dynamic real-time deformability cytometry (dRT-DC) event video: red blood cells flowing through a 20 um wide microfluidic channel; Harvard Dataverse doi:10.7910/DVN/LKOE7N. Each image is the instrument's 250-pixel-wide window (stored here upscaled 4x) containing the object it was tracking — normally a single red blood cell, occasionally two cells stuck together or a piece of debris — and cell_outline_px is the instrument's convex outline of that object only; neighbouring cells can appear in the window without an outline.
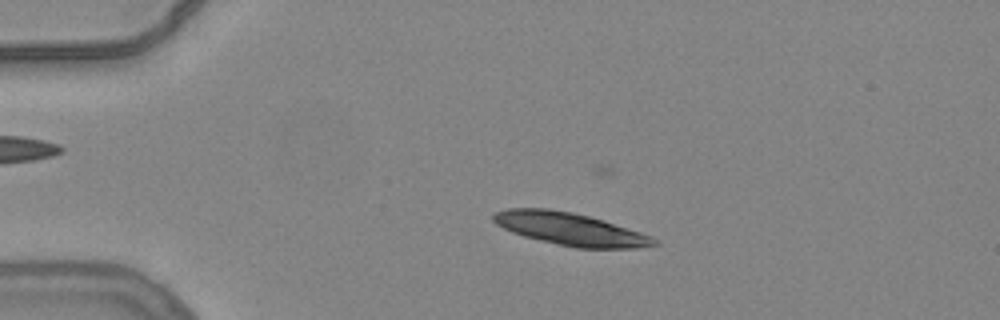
{"species": "common noctule bat (a hibernating species)", "species_latin": "Nyctalus noctula", "temperature_condition": "warm", "stored_images_in_passage": 55, "segment_of_instrument_passage": [1, 2], "camera_frame_rate_fps": 3000, "um_per_image_px": 0.085, "animal": {"sex": "female", "body_mass_g": 24.6, "forearm_length_mm": 56.2}, "frame": {"image": 1, "passage_image": 12, "time_ms": 3.667, "image_size_px": [1000, 320], "cell_outline_px": [[660, 244], [636, 248], [576, 248], [556, 244], [524, 236], [512, 232], [496, 224], [492, 220], [492, 216], [496, 212], [508, 208], [548, 208], [572, 212], [604, 220], [652, 236]], "centroid_in_image_um": [48.46, 19.46], "position_along_channel_um": 36.5, "area_um2": 30.46}}